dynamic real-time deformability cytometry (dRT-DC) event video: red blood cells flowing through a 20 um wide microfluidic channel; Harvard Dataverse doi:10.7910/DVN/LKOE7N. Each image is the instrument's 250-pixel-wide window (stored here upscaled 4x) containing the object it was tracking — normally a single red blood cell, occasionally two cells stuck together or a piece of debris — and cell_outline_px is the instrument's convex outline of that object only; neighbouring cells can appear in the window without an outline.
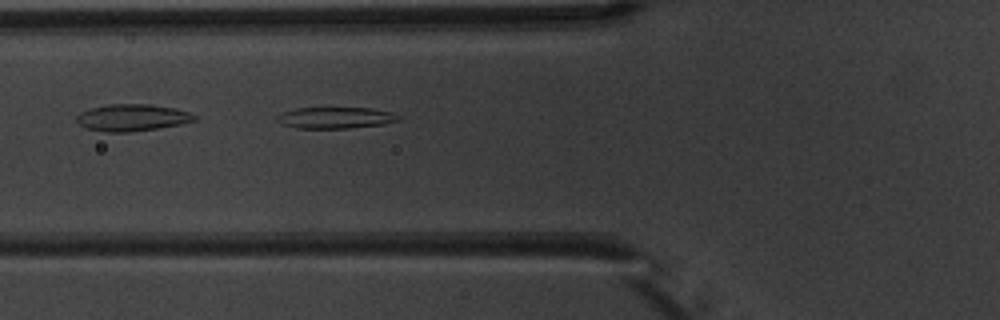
{"species": "common noctule bat (a hibernating species)", "species_latin": "Nyctalus noctula", "temperature_condition": "warm", "stored_images_in_passage": 5, "camera_frame_rate_fps": 3000, "um_per_image_px": 0.085, "animal": {"sex": "male", "body_mass_g": 20.1, "forearm_length_mm": 53.5}, "frame": {"image": 1, "passage_image": 5, "time_ms": 5.667, "image_size_px": [1000, 320], "cell_outline_px": [[400, 120], [384, 124], [348, 128], [296, 128], [280, 124], [276, 120], [276, 116], [284, 112], [296, 108], [372, 108], [392, 112], [400, 116]], "centroid_in_image_um": [28.52, 10.01], "position_along_channel_um": 97.3, "area_um2": 15.14}}